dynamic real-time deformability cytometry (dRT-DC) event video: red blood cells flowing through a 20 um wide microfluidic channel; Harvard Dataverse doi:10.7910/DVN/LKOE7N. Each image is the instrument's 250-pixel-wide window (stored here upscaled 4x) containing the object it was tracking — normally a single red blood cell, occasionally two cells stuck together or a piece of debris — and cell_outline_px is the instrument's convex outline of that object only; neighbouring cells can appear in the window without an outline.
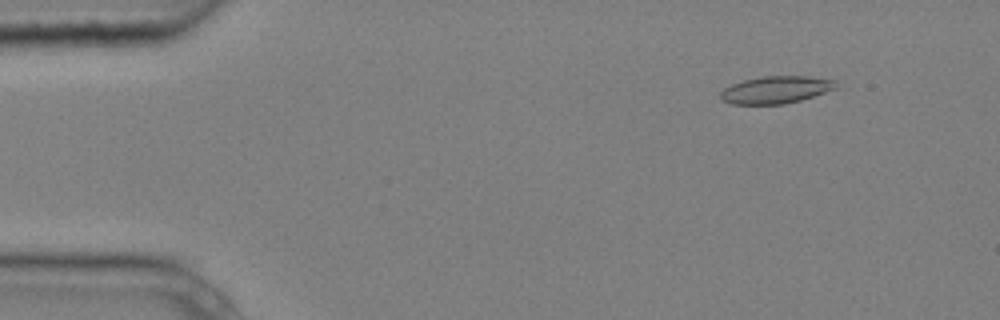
{"species": "common noctule bat (a hibernating species)", "species_latin": "Nyctalus noctula", "temperature_condition": "cold", "stored_images_in_passage": 4, "camera_frame_rate_fps": 3000, "um_per_image_px": 0.085, "animal": {"sex": "male", "body_mass_g": 20.4}, "frame": {"image": 1, "passage_image": 2, "time_ms": 0.333, "image_size_px": [1000, 320], "cell_outline_px": [[836, 88], [800, 100], [784, 104], [732, 104], [720, 100], [720, 92], [724, 88], [732, 84], [744, 80], [760, 76], [808, 76], [836, 80]], "centroid_in_image_um": [65.91, 7.63], "position_along_channel_um": 19.1, "area_um2": 18.32}}
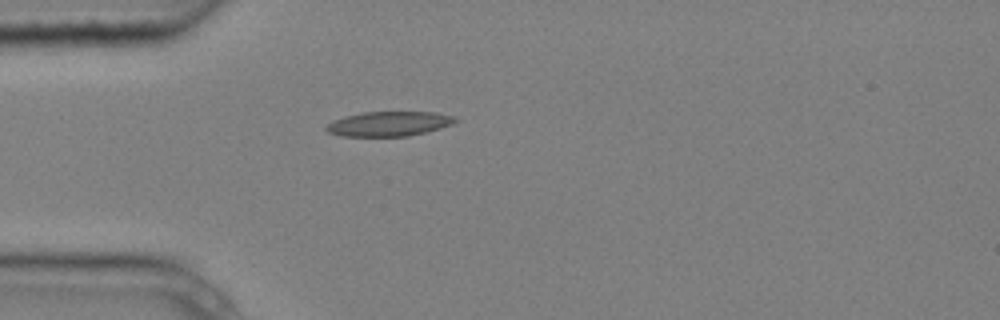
{"frame": {"image": 2, "passage_image": 4, "time_ms": 1.0, "image_size_px": [1000, 320], "cell_outline_px": [[460, 120], [452, 124], [440, 128], [408, 136], [340, 136], [328, 132], [324, 128], [332, 120], [344, 116], [360, 112], [436, 112], [452, 116]], "centroid_in_image_um": [33.03, 10.52], "position_along_channel_um": 52.0, "area_um2": 18.61}}